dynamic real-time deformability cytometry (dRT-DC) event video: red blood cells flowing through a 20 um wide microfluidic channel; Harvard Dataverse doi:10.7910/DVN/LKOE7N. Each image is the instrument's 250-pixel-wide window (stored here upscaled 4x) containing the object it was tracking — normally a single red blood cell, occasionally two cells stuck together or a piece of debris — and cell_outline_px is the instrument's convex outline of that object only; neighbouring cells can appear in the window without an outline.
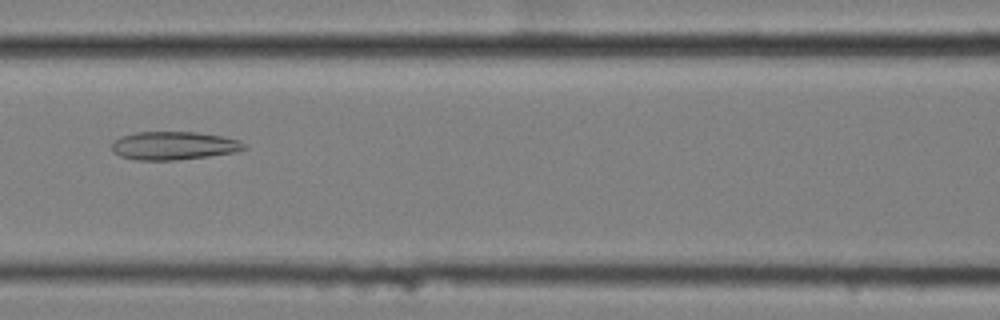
{"species": "common noctule bat (a hibernating species)", "species_latin": "Nyctalus noctula", "temperature_condition": "cold", "stored_images_in_passage": 7, "segment_of_instrument_passage": [1, 2], "camera_frame_rate_fps": 3000, "um_per_image_px": 0.085, "animal": {"sex": "female", "body_mass_g": 25.1}, "frame": {"image": 1, "passage_image": 4, "time_ms": 1.0, "image_size_px": [1000, 320], "cell_outline_px": [[248, 148], [236, 152], [208, 156], [176, 160], [136, 160], [120, 156], [112, 152], [112, 144], [120, 136], [136, 132], [196, 132], [224, 136], [240, 140]], "centroid_in_image_um": [14.78, 12.38], "position_along_channel_um": 151.8, "area_um2": 21.91}}
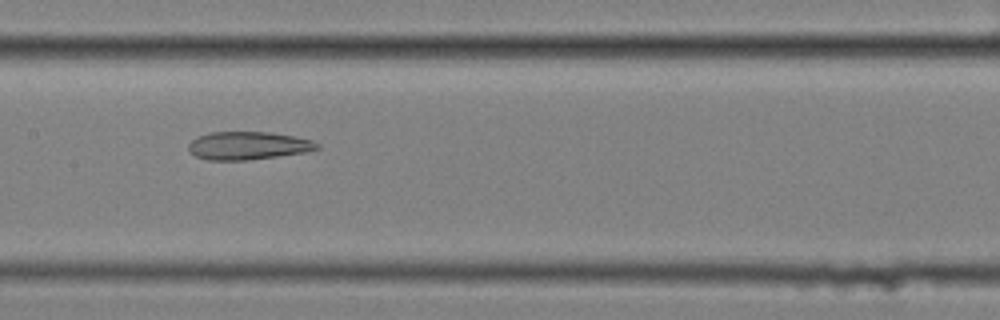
{"frame": {"image": 2, "passage_image": 5, "time_ms": 1.333, "image_size_px": [1000, 320], "cell_outline_px": [[320, 148], [308, 152], [244, 160], [208, 160], [196, 156], [188, 148], [188, 144], [196, 136], [208, 132], [272, 132], [312, 140], [320, 144]], "centroid_in_image_um": [21.09, 12.37], "position_along_channel_um": 186.3, "area_um2": 20.98}}
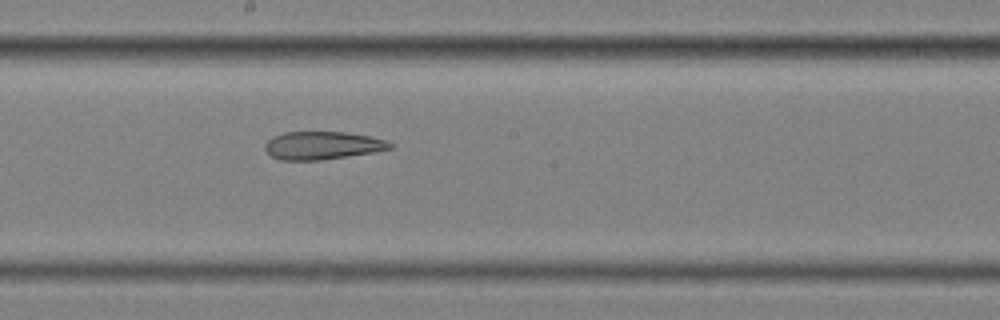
{"frame": {"image": 3, "passage_image": 6, "time_ms": 1.667, "image_size_px": [1000, 320], "cell_outline_px": [[392, 148], [372, 152], [320, 160], [280, 160], [272, 156], [264, 148], [264, 144], [272, 136], [284, 132], [344, 132], [372, 136], [384, 140], [392, 144]], "centroid_in_image_um": [27.36, 12.35], "position_along_channel_um": 220.8, "area_um2": 20.23}}